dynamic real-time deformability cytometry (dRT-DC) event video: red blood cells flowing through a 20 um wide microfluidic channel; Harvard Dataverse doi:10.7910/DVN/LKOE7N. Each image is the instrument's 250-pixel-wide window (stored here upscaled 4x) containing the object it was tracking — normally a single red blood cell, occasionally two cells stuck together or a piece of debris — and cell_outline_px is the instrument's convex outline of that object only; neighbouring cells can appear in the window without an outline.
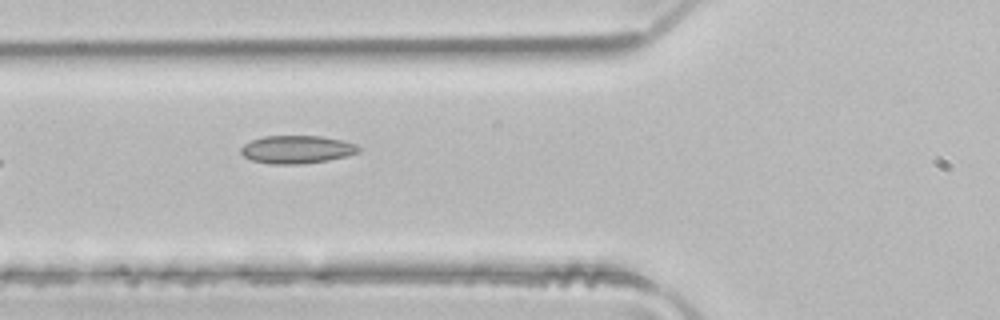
{"species": "common noctule bat (a hibernating species)", "species_latin": "Nyctalus noctula", "temperature_condition": "room temperature", "stored_images_in_passage": 5, "camera_frame_rate_fps": 3000, "um_per_image_px": 0.085, "animal": {"sex": "male", "body_mass_g": 21.5, "forearm_length_mm": 52.0}, "frame": {"image": 1, "passage_image": 4, "time_ms": 1.0, "image_size_px": [1000, 320], "cell_outline_px": [[364, 148], [360, 152], [328, 160], [300, 164], [268, 164], [252, 160], [244, 156], [240, 152], [240, 148], [244, 144], [252, 140], [264, 136], [320, 136], [340, 140], [356, 144]], "centroid_in_image_um": [25.24, 12.7], "position_along_channel_um": 100.6, "area_um2": 19.19}}
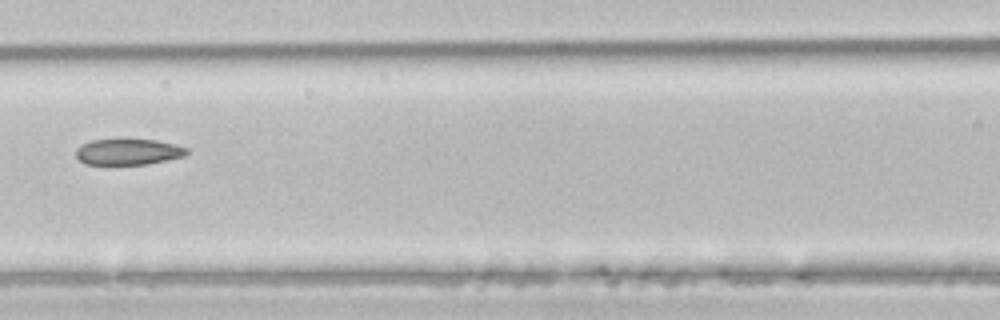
{"frame": {"image": 2, "passage_image": 5, "time_ms": 1.333, "image_size_px": [1000, 320], "cell_outline_px": [[192, 152], [184, 156], [168, 160], [148, 164], [84, 164], [76, 156], [76, 148], [92, 140], [120, 136], [124, 136], [156, 140], [176, 144], [188, 148]], "centroid_in_image_um": [10.94, 12.85], "position_along_channel_um": 155.7, "area_um2": 17.74}}